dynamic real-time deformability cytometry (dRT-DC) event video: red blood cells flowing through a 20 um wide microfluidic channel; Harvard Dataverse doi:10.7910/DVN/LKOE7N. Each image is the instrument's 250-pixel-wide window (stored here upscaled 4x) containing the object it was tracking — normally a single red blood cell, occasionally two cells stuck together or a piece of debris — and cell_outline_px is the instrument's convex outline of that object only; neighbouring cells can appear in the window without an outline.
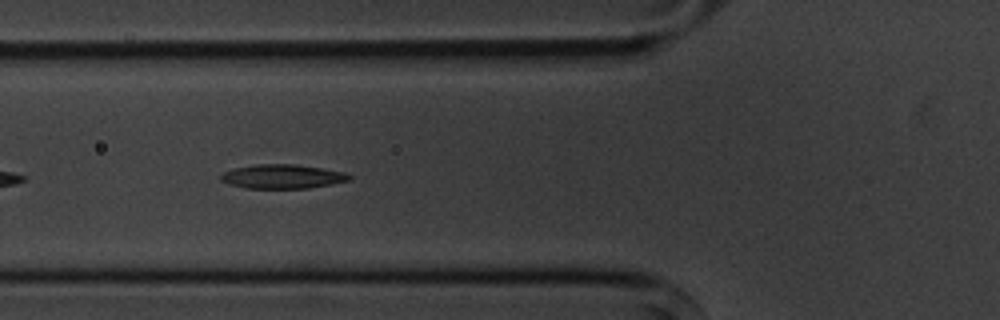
{"species": "common noctule bat (a hibernating species)", "species_latin": "Nyctalus noctula", "temperature_condition": "cold", "stored_images_in_passage": 15, "segment_of_instrument_passage": [1, 2], "camera_frame_rate_fps": 3000, "um_per_image_px": 0.085, "animal": {"sex": "male", "body_mass_g": 20.1, "forearm_length_mm": 53.5}, "frame": {"image": 1, "passage_image": 5, "time_ms": 5.333, "image_size_px": [1000, 320], "cell_outline_px": [[352, 176], [348, 180], [332, 184], [308, 188], [244, 188], [220, 180], [220, 176], [224, 172], [236, 168], [252, 164], [296, 164], [324, 168], [344, 172]], "centroid_in_image_um": [24.02, 14.99], "position_along_channel_um": 101.8, "area_um2": 17.98}}
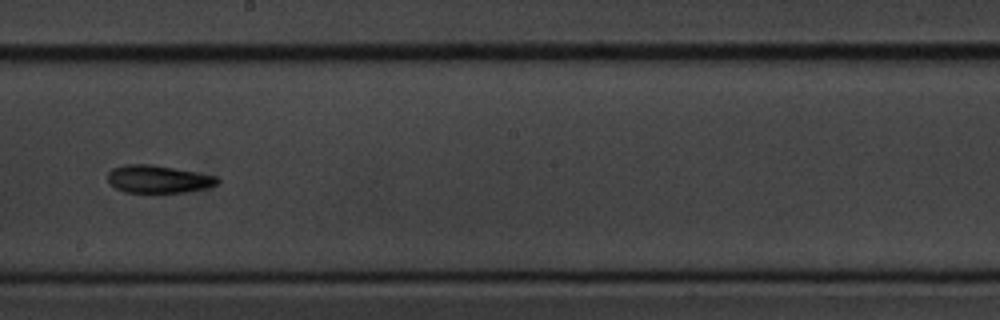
{"frame": {"image": 2, "passage_image": 8, "time_ms": 9.0, "image_size_px": [1000, 320], "cell_outline_px": [[220, 180], [216, 184], [208, 188], [184, 192], [124, 192], [108, 184], [108, 172], [112, 168], [124, 164], [148, 164], [172, 168], [216, 176]], "centroid_in_image_um": [13.4, 15.23], "position_along_channel_um": 234.8, "area_um2": 17.57}}
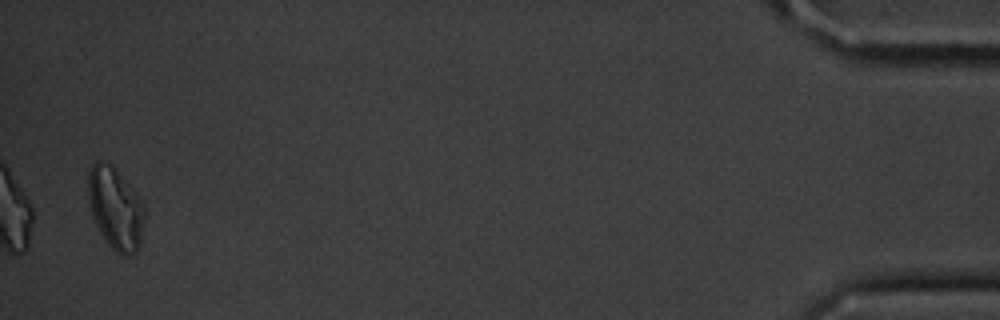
{"frame": {"image": 3, "passage_image": 14, "time_ms": 16.667, "image_size_px": [1000, 320], "cell_outline_px": [[144, 220], [140, 244], [136, 252], [128, 256], [124, 256], [116, 252], [108, 244], [100, 232], [92, 216], [88, 200], [88, 172], [92, 164], [96, 160], [100, 160], [112, 164], [136, 192], [144, 204]], "centroid_in_image_um": [9.81, 17.69], "position_along_channel_um": 425.4, "area_um2": 27.17}}